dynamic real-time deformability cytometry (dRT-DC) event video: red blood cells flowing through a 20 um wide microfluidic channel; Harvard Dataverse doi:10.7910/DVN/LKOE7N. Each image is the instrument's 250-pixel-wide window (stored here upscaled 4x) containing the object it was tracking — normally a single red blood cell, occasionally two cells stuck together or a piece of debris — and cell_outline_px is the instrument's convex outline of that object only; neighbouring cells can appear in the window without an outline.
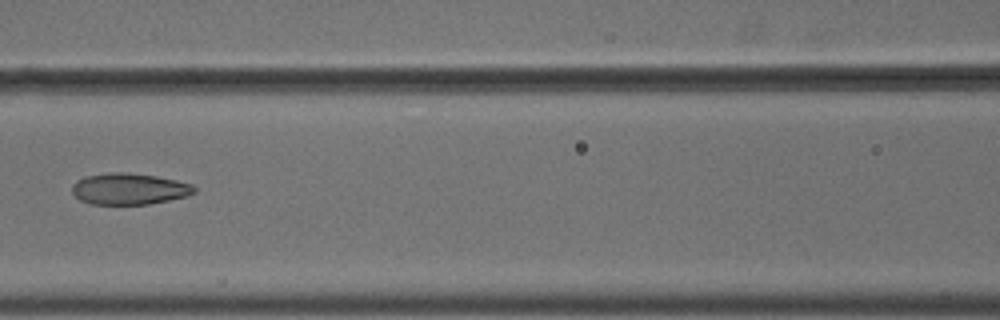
{"species": "common noctule bat (a hibernating species)", "species_latin": "Nyctalus noctula", "temperature_condition": "cold", "stored_images_in_passage": 10, "camera_frame_rate_fps": 3000, "um_per_image_px": 0.085, "animal": {"sex": "male", "body_mass_g": 18.8}, "frame": {"image": 1, "passage_image": 7, "time_ms": 2.0, "image_size_px": [1000, 320], "cell_outline_px": [[196, 192], [188, 196], [148, 204], [92, 204], [80, 200], [72, 192], [72, 184], [84, 176], [112, 172], [128, 172], [156, 176], [176, 180], [192, 184], [196, 188]], "centroid_in_image_um": [10.99, 16.05], "position_along_channel_um": 155.6, "area_um2": 22.37}}
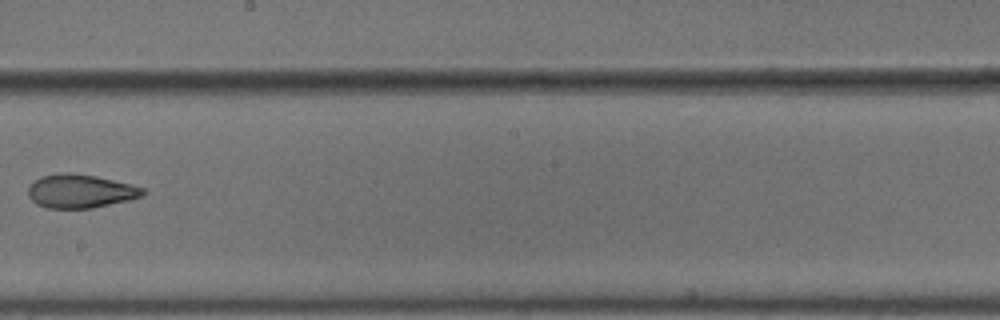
{"frame": {"image": 2, "passage_image": 9, "time_ms": 2.667, "image_size_px": [1000, 320], "cell_outline_px": [[144, 192], [140, 196], [128, 200], [92, 208], [48, 208], [36, 204], [28, 196], [28, 188], [40, 176], [60, 172], [68, 172], [96, 176], [132, 184], [144, 188]], "centroid_in_image_um": [6.8, 16.24], "position_along_channel_um": 241.4, "area_um2": 22.37}}
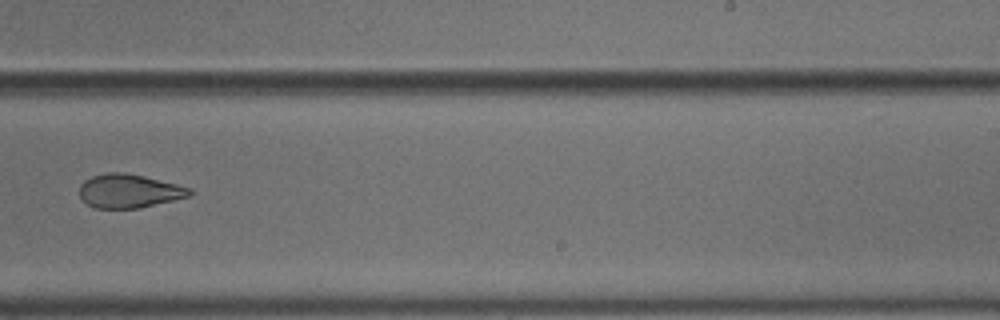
{"frame": {"image": 3, "passage_image": 10, "time_ms": 3.0, "image_size_px": [1000, 320], "cell_outline_px": [[192, 192], [188, 196], [140, 208], [92, 208], [80, 196], [80, 184], [84, 180], [92, 176], [108, 172], [124, 172], [144, 176], [192, 188]], "centroid_in_image_um": [10.94, 16.23], "position_along_channel_um": 278.1, "area_um2": 21.5}}